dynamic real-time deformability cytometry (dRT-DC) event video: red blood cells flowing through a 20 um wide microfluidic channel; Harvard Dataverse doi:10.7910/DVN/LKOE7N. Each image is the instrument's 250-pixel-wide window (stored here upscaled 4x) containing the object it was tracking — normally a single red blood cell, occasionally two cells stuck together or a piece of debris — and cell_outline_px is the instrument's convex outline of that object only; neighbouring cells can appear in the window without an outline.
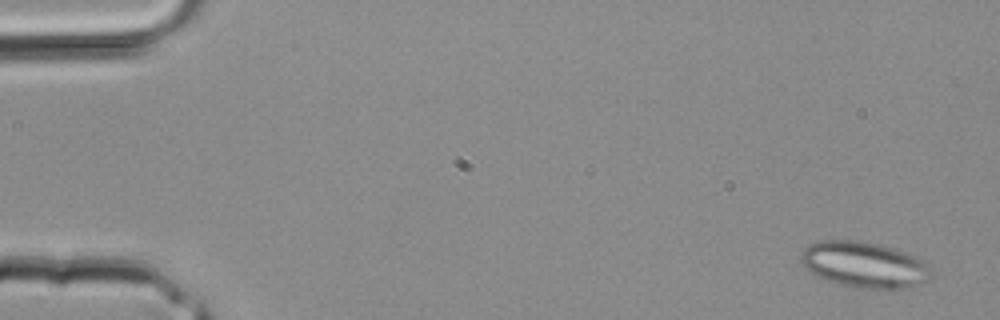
{"species": "common noctule bat (a hibernating species)", "species_latin": "Nyctalus noctula", "temperature_condition": "room temperature", "stored_images_in_passage": 4, "segment_of_instrument_passage": [2, 2], "camera_frame_rate_fps": 3000, "um_per_image_px": 0.085, "animal": {"sex": "male", "body_mass_g": 20.4}, "frame": {"image": 1, "passage_image": 4, "time_ms": 1.0, "image_size_px": [1000, 320], "cell_outline_px": [[928, 280], [912, 288], [860, 288], [840, 284], [820, 276], [812, 272], [800, 260], [800, 252], [808, 244], [820, 240], [864, 240], [900, 248], [924, 260]], "centroid_in_image_um": [73.46, 22.45], "position_along_channel_um": 11.5, "area_um2": 34.8}}